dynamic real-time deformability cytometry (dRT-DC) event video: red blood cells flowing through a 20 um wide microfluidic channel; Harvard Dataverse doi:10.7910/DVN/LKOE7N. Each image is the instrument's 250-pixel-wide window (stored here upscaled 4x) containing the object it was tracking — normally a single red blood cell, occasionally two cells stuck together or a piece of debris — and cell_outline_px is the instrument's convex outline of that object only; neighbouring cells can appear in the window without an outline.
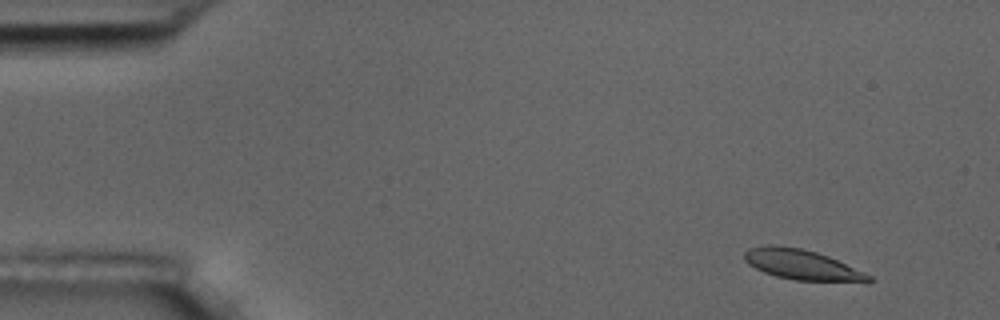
{"species": "common noctule bat (a hibernating species)", "species_latin": "Nyctalus noctula", "temperature_condition": "room temperature", "stored_images_in_passage": 4, "camera_frame_rate_fps": 3000, "um_per_image_px": 0.085, "animal": {"sex": "male", "body_mass_g": 17.5, "forearm_length_mm": 52.3}, "frame": {"image": 1, "passage_image": 2, "time_ms": 1.333, "image_size_px": [1000, 320], "cell_outline_px": [[876, 280], [868, 284], [796, 280], [776, 276], [764, 272], [748, 264], [744, 260], [744, 252], [748, 248], [768, 244], [776, 244], [800, 248], [816, 252], [828, 256], [864, 272], [872, 276]], "centroid_in_image_um": [68.25, 22.53], "position_along_channel_um": 16.8, "area_um2": 22.48}}